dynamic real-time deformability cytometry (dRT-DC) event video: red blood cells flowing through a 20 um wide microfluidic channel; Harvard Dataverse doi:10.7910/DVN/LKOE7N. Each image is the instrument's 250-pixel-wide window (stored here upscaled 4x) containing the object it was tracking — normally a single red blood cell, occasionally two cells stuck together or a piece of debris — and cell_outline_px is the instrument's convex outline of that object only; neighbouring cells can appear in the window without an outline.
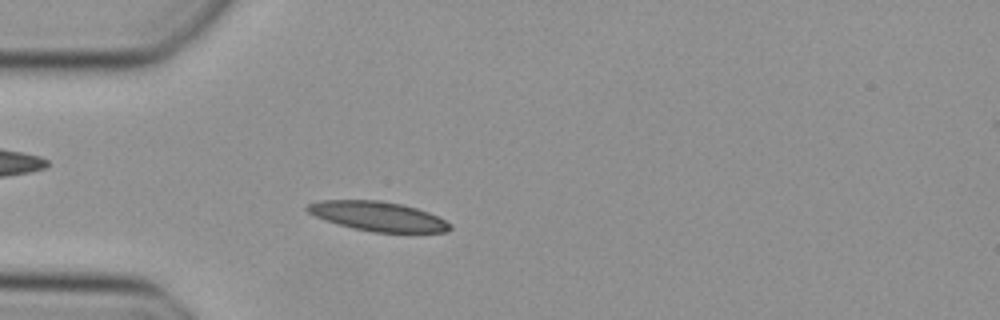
{"species": "Egyptian fruit bat (a non-hibernating species)", "species_latin": "Rousettus aegyptiacus", "temperature_condition": "cold", "stored_images_in_passage": 43, "camera_frame_rate_fps": 3000, "um_per_image_px": 0.085, "animal": {"sex": "female"}, "frame": {"image": 1, "passage_image": 8, "time_ms": 2.333, "image_size_px": [1000, 320], "cell_outline_px": [[452, 228], [448, 232], [372, 232], [352, 228], [336, 224], [324, 220], [308, 212], [304, 208], [308, 204], [320, 200], [380, 200], [400, 204], [416, 208], [428, 212], [452, 224]], "centroid_in_image_um": [32.1, 18.38], "position_along_channel_um": 52.9, "area_um2": 24.51}}
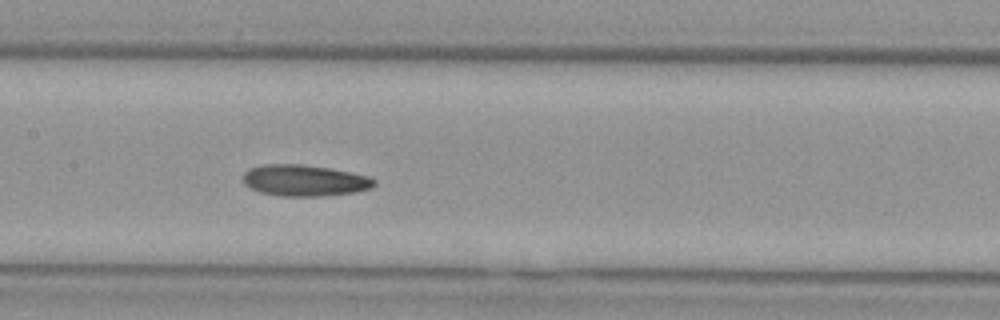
{"frame": {"image": 2, "passage_image": 18, "time_ms": 5.667, "image_size_px": [1000, 320], "cell_outline_px": [[376, 184], [372, 188], [356, 192], [324, 196], [280, 196], [260, 192], [244, 184], [244, 172], [248, 168], [264, 164], [300, 164], [328, 168], [368, 176], [376, 180]], "centroid_in_image_um": [25.89, 15.34], "position_along_channel_um": 181.5, "area_um2": 23.93}}
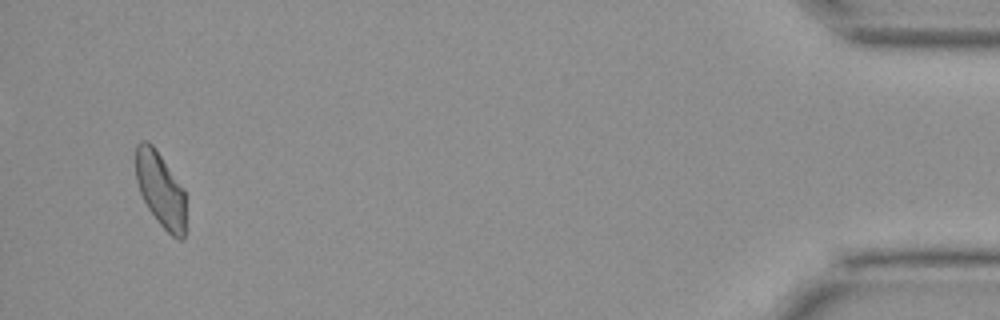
{"frame": {"image": 3, "passage_image": 41, "time_ms": 13.333, "image_size_px": [1000, 320], "cell_outline_px": [[188, 228], [184, 240], [180, 240], [172, 236], [156, 220], [148, 208], [140, 192], [136, 180], [136, 144], [140, 140], [148, 140], [156, 148], [184, 188]], "centroid_in_image_um": [13.7, 16.15], "position_along_channel_um": 421.5, "area_um2": 22.6}}